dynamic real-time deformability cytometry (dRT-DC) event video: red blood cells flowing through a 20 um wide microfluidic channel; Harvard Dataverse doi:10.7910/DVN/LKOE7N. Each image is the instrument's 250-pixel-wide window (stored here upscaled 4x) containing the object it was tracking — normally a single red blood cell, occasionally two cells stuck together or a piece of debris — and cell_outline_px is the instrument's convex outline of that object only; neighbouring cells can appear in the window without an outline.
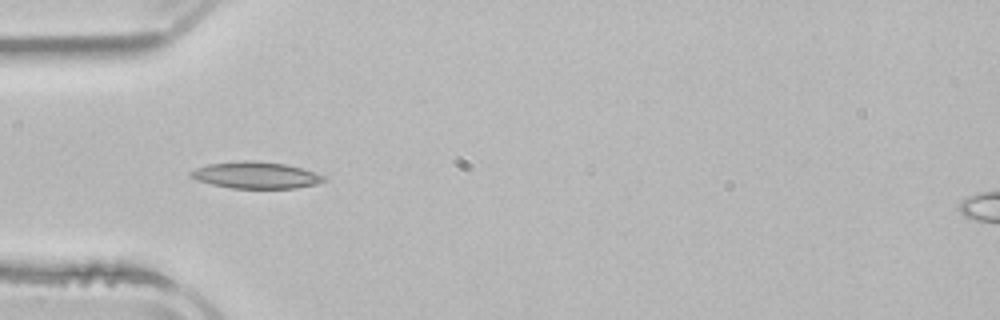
{"species": "common noctule bat (a hibernating species)", "species_latin": "Nyctalus noctula", "temperature_condition": "room temperature", "stored_images_in_passage": 3, "camera_frame_rate_fps": 3000, "um_per_image_px": 0.085, "animal": {"sex": "male", "body_mass_g": 21.5, "forearm_length_mm": 52.0}, "frame": {"image": 1, "passage_image": 3, "time_ms": 3.0, "image_size_px": [1000, 320], "cell_outline_px": [[328, 180], [316, 184], [296, 188], [232, 188], [212, 184], [188, 176], [188, 172], [196, 168], [208, 164], [244, 160], [256, 160], [284, 164], [300, 168], [328, 176]], "centroid_in_image_um": [21.78, 14.88], "position_along_channel_um": 63.2, "area_um2": 20.69}}